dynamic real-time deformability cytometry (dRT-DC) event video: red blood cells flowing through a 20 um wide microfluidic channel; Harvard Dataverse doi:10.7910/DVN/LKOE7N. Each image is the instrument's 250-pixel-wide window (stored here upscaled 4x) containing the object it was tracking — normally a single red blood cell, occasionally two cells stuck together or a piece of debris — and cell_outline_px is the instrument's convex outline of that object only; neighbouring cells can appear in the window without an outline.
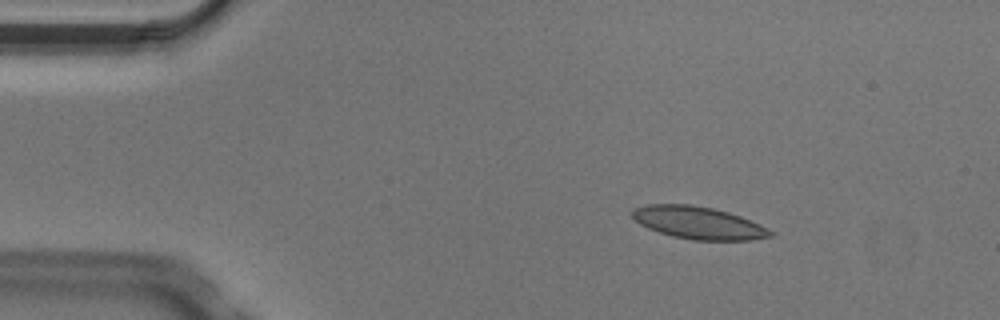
{"species": "Egyptian fruit bat (a non-hibernating species)", "species_latin": "Rousettus aegyptiacus", "temperature_condition": "cold", "stored_images_in_passage": 3, "camera_frame_rate_fps": 3000, "um_per_image_px": 0.085, "animal": {"sex": "male"}, "frame": {"image": 1, "passage_image": 1, "time_ms": 0.0, "image_size_px": [1000, 320], "cell_outline_px": [[776, 232], [772, 236], [752, 240], [692, 240], [672, 236], [648, 228], [640, 224], [632, 216], [632, 212], [636, 208], [648, 204], [692, 204], [712, 208], [728, 212], [740, 216], [768, 228]], "centroid_in_image_um": [59.39, 18.94], "position_along_channel_um": 25.6, "area_um2": 26.01}}